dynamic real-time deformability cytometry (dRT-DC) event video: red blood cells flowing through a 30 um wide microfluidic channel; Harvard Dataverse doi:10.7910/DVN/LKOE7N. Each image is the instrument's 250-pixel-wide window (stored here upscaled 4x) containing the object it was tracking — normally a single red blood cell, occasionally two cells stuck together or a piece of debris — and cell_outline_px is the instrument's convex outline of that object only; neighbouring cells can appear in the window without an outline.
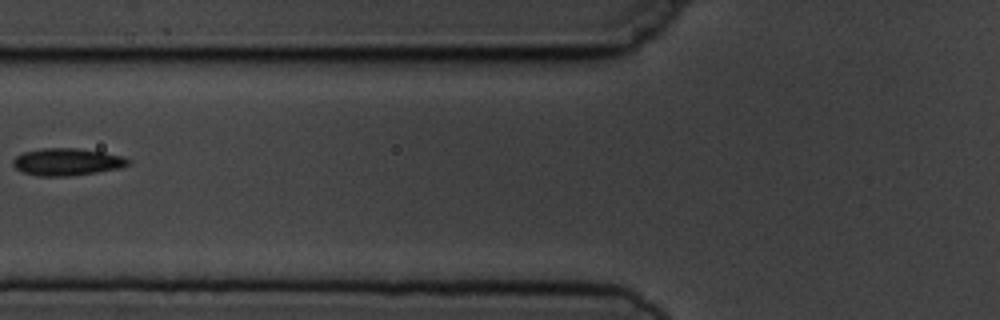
{"species": "common noctule bat (a hibernating species)", "species_latin": "Nyctalus noctula", "temperature_condition": "cold", "stored_images_in_passage": 7, "camera_frame_rate_fps": 3000, "um_per_image_px": 0.085, "animal": {"sex": "male", "body_mass_g": 19.5, "forearm_length_mm": 54.6}, "frame": {"image": 1, "passage_image": 7, "time_ms": 7.0, "image_size_px": [1000, 320], "cell_outline_px": [[132, 160], [128, 164], [120, 168], [72, 176], [36, 176], [24, 172], [16, 168], [12, 164], [12, 160], [16, 156], [24, 152], [40, 148], [76, 148], [104, 152], [124, 156]], "centroid_in_image_um": [5.71, 13.76], "position_along_channel_um": 120.1, "area_um2": 18.38}}